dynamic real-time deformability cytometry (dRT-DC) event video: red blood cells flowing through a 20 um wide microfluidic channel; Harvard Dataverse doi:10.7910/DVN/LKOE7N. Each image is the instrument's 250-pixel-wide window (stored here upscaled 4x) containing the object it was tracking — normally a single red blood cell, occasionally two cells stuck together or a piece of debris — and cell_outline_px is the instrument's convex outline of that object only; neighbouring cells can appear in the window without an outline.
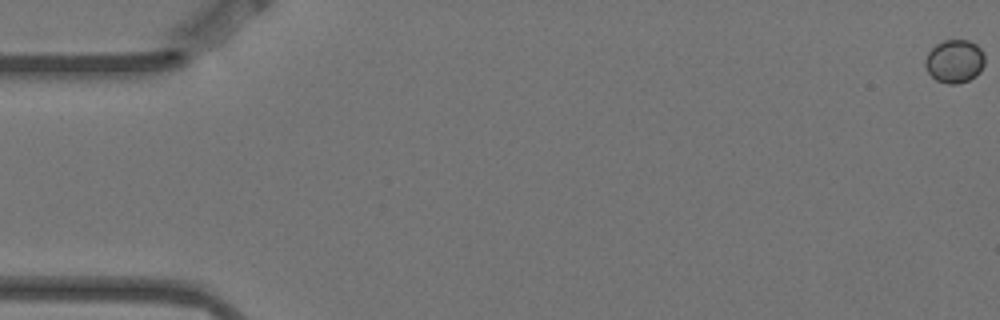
{"species": "Egyptian fruit bat (a non-hibernating species)", "species_latin": "Rousettus aegyptiacus", "temperature_condition": "warm", "stored_images_in_passage": 6, "camera_frame_rate_fps": 3000, "um_per_image_px": 0.085, "animal": {"sex": "female"}, "frame": {"image": 1, "passage_image": 1, "time_ms": 0.0, "image_size_px": [1000, 320], "cell_outline_px": [[984, 64], [980, 72], [976, 76], [968, 80], [956, 84], [948, 84], [936, 80], [928, 72], [924, 64], [924, 60], [928, 52], [936, 44], [944, 40], [968, 40], [976, 44], [980, 48], [984, 56]], "centroid_in_image_um": [81.13, 5.21], "position_along_channel_um": 3.9, "area_um2": 15.03}}
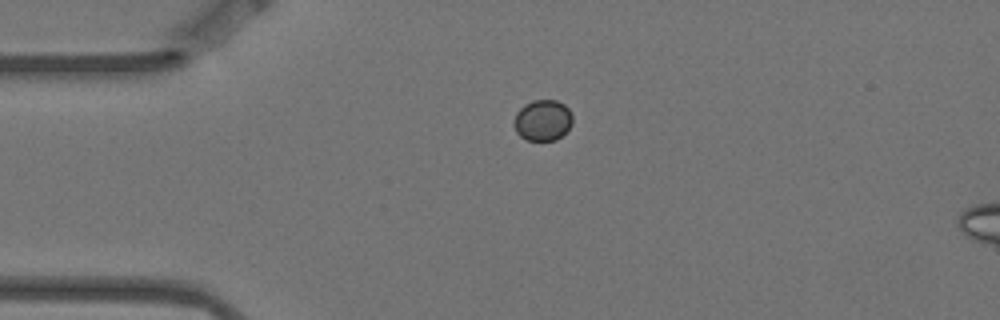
{"frame": {"image": 2, "passage_image": 4, "time_ms": 1.0, "image_size_px": [1000, 320], "cell_outline_px": [[572, 124], [556, 140], [528, 140], [520, 136], [516, 132], [512, 120], [516, 112], [524, 104], [532, 100], [556, 100], [564, 104], [568, 108], [572, 116]], "centroid_in_image_um": [46.09, 10.21], "position_along_channel_um": 38.9, "area_um2": 14.05}}